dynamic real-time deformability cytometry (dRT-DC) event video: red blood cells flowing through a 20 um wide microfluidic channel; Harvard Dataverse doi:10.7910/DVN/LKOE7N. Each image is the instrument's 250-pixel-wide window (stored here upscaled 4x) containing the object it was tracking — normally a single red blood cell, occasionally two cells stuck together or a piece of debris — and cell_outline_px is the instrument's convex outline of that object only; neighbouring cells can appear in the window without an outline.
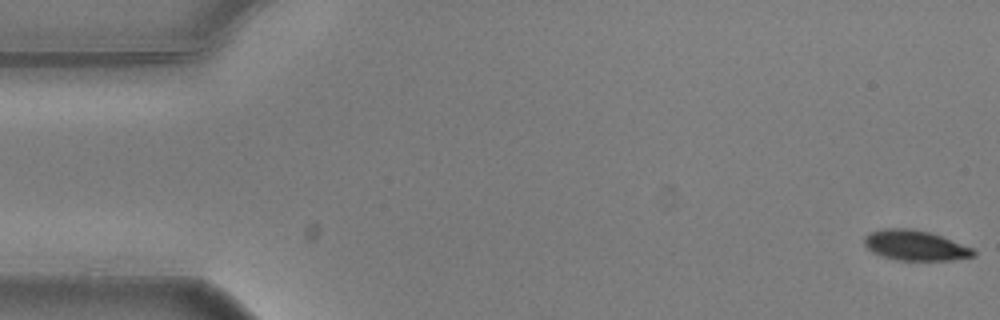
{"species": "common noctule bat (a hibernating species)", "species_latin": "Nyctalus noctula", "temperature_condition": "warm", "stored_images_in_passage": 56, "camera_frame_rate_fps": 3000, "um_per_image_px": 0.085, "animal": {"sex": "male", "body_mass_g": 20.5, "forearm_length_mm": 52.5}, "frame": {"image": 1, "passage_image": 1, "time_ms": 0.0, "image_size_px": [1000, 320], "cell_outline_px": [[976, 256], [952, 260], [896, 260], [872, 252], [864, 244], [864, 236], [872, 232], [884, 228], [912, 228], [928, 232], [940, 236], [972, 248], [976, 252]], "centroid_in_image_um": [77.78, 20.86], "position_along_channel_um": 7.2, "area_um2": 19.02}}
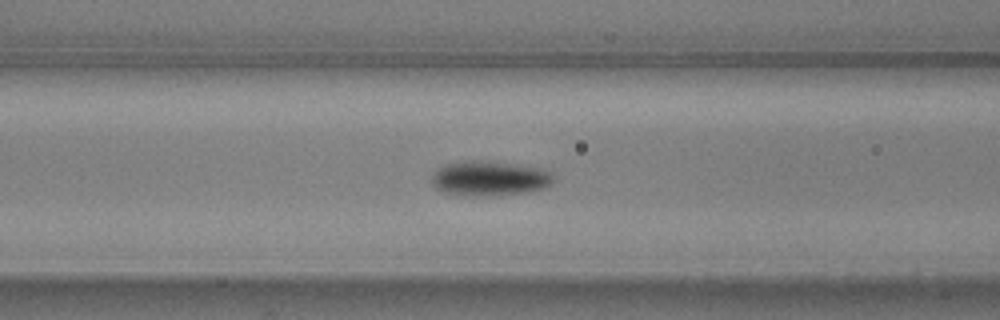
{"frame": {"image": 2, "passage_image": 22, "time_ms": 7.0, "image_size_px": [1000, 320], "cell_outline_px": [[556, 180], [552, 184], [544, 188], [532, 192], [488, 196], [464, 196], [440, 192], [432, 184], [432, 176], [444, 164], [464, 160], [480, 160], [520, 164], [544, 168], [552, 172], [556, 176]], "centroid_in_image_um": [41.68, 15.16], "position_along_channel_um": 124.9, "area_um2": 25.55}}
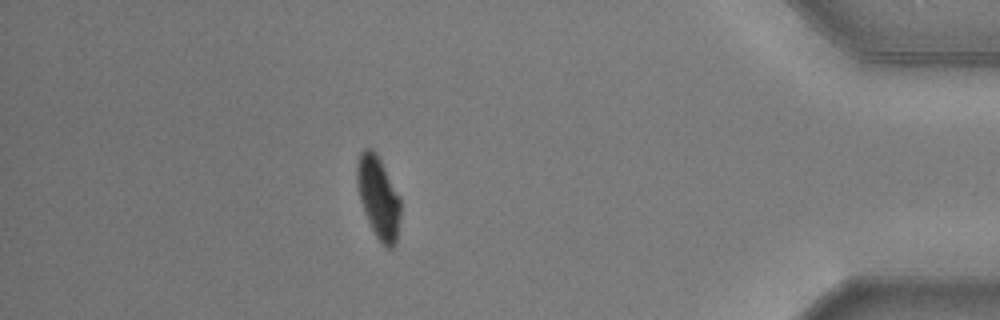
{"frame": {"image": 3, "passage_image": 49, "time_ms": 16.0, "image_size_px": [1000, 320], "cell_outline_px": [[400, 216], [396, 244], [392, 248], [388, 248], [376, 236], [368, 220], [360, 200], [356, 184], [356, 164], [360, 152], [364, 148], [372, 148], [376, 152], [400, 196]], "centroid_in_image_um": [32.15, 16.73], "position_along_channel_um": 403.0, "area_um2": 20.81}, "authors_computed_cell_mechanics": {"area_um2": 22.0796, "velocity_mm_per_s": 3.6121, "shape_relaxation_time_tau1_ms": 2.0394, "shape_relaxation_time_tau2_ms": null, "deformation_change_tau1": 0.1318, "deformation_change_tau2": null}}